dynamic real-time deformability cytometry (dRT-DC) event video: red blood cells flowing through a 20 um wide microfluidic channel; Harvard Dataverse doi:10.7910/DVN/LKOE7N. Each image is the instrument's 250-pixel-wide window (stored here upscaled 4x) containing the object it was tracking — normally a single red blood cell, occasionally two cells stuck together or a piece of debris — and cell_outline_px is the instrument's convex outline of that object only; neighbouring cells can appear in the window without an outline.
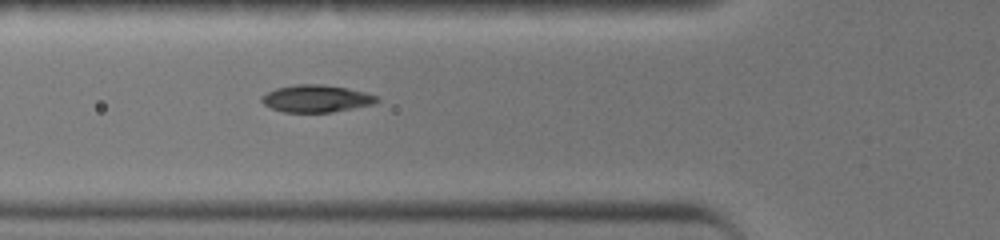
{"species": "common noctule bat (a hibernating species)", "species_latin": "Nyctalus noctula", "temperature_condition": "warm", "stored_images_in_passage": 37, "camera_frame_rate_fps": 3000, "um_per_image_px": 0.085, "animal": {"sex": "female", "body_mass_g": 19.0, "forearm_length_mm": 51.5}, "frame": {"image": 1, "passage_image": 11, "time_ms": 3.333, "image_size_px": [1000, 240], "cell_outline_px": [[380, 100], [372, 104], [332, 112], [284, 112], [272, 108], [264, 104], [260, 100], [260, 96], [276, 88], [296, 84], [324, 84], [348, 88], [380, 96]], "centroid_in_image_um": [26.89, 8.37], "position_along_channel_um": 98.9, "area_um2": 18.32}}
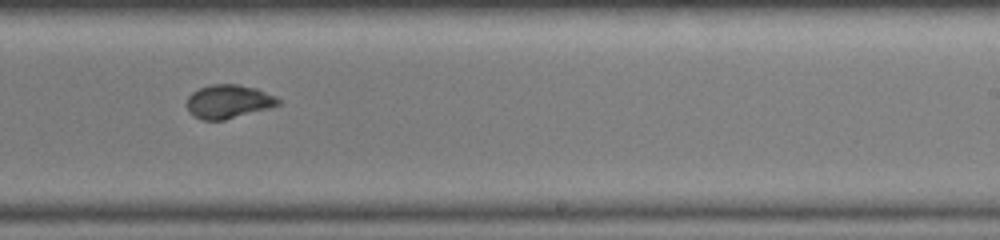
{"frame": {"image": 2, "passage_image": 22, "time_ms": 7.0, "image_size_px": [1000, 240], "cell_outline_px": [[280, 104], [272, 108], [224, 120], [200, 120], [192, 116], [188, 112], [188, 96], [192, 92], [200, 88], [212, 84], [236, 84], [256, 88], [276, 96], [280, 100]], "centroid_in_image_um": [19.43, 8.64], "position_along_channel_um": 269.6, "area_um2": 18.09}}
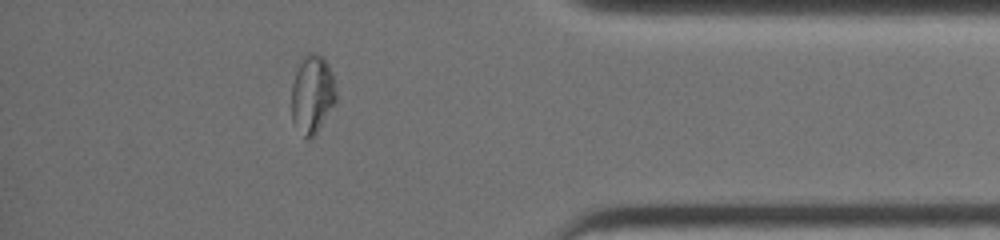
{"frame": {"image": 3, "passage_image": 32, "time_ms": 10.333, "image_size_px": [1000, 240], "cell_outline_px": [[336, 100], [316, 132], [308, 140], [304, 136], [292, 120], [292, 84], [296, 72], [304, 52], [316, 52], [328, 64], [332, 72], [336, 88]], "centroid_in_image_um": [26.54, 7.95], "position_along_channel_um": 408.7, "area_um2": 20.06}, "authors_computed_cell_mechanics": {"area_um2": 19.0162, "velocity_mm_per_s": 4.6696, "shape_relaxation_time_tau1_ms": 5.7526, "shape_relaxation_time_tau2_ms": null, "deformation_change_tau1": 0.2633, "deformation_change_tau2": null}}